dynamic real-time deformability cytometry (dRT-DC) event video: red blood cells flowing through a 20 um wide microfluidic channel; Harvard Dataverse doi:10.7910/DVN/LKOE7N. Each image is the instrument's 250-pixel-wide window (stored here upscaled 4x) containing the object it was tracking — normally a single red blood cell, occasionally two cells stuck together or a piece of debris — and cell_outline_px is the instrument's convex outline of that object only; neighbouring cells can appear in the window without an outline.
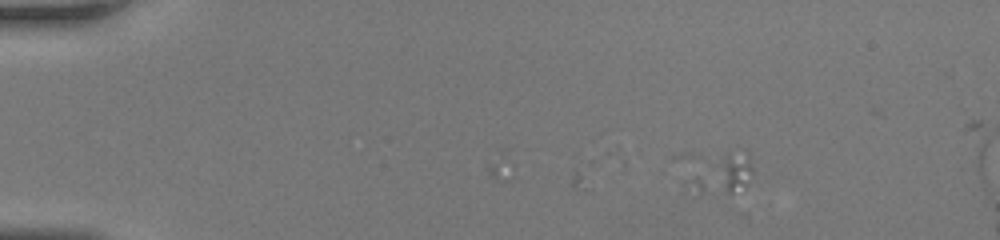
{"species": "human", "species_latin": "Homo sapiens", "temperature_condition": "room temperature", "stored_images_in_passage": 3, "camera_frame_rate_fps": 3000, "um_per_image_px": 0.085, "donor": {"sex": "female"}, "frame": {"image": 1, "passage_image": 1, "time_ms": 0.0, "image_size_px": [1000, 240], "cell_outline_px": [[752, 172], [744, 184], [732, 192], [724, 192], [672, 160], [672, 156], [680, 152], [744, 148], [748, 148], [752, 164]], "centroid_in_image_um": [61.08, 14.16], "position_along_channel_um": 23.9, "area_um2": 16.76}}